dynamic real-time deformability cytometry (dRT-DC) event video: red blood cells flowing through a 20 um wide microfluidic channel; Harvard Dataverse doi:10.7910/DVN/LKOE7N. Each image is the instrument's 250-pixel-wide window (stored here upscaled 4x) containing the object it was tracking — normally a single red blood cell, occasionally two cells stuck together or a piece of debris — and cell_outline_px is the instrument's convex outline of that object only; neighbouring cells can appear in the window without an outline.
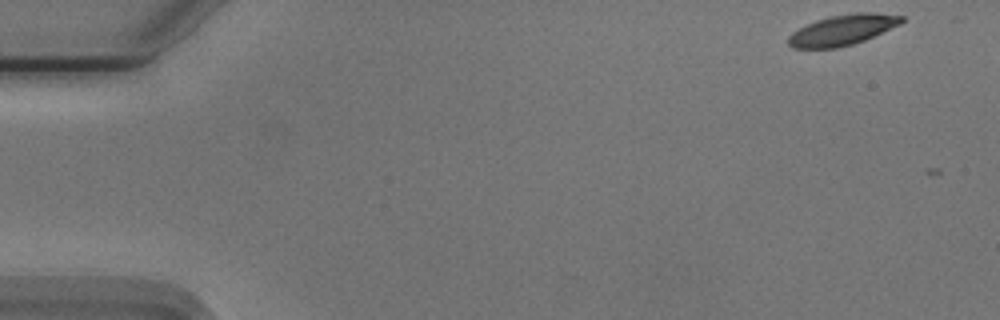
{"species": "Egyptian fruit bat (a non-hibernating species)", "species_latin": "Rousettus aegyptiacus", "temperature_condition": "cold", "stored_images_in_passage": 11, "camera_frame_rate_fps": 3000, "um_per_image_px": 0.085, "animal": {"sex": "male"}, "frame": {"image": 1, "passage_image": 1, "time_ms": 0.0, "image_size_px": [1000, 320], "cell_outline_px": [[904, 20], [900, 24], [864, 40], [852, 44], [836, 48], [792, 48], [788, 44], [788, 36], [792, 32], [816, 20], [828, 16], [856, 12], [876, 12], [904, 16]], "centroid_in_image_um": [71.62, 2.53], "position_along_channel_um": 13.4, "area_um2": 20.06}}